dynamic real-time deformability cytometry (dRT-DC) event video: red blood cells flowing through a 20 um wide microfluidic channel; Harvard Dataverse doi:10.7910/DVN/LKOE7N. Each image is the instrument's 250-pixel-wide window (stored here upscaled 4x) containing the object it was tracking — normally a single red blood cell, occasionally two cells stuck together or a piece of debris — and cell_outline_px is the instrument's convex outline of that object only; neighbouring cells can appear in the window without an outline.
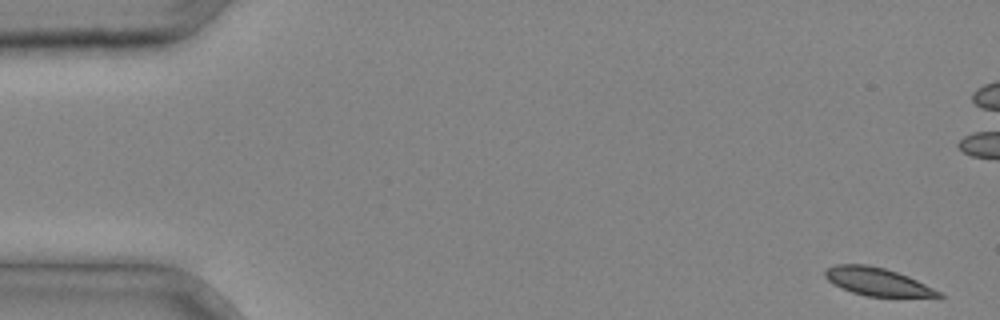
{"species": "common noctule bat (a hibernating species)", "species_latin": "Nyctalus noctula", "temperature_condition": "cold", "stored_images_in_passage": 32, "camera_frame_rate_fps": 3000, "um_per_image_px": 0.085, "animal": {"sex": "male", "body_mass_g": 20.4}, "frame": {"image": 1, "passage_image": 1, "time_ms": 0.0, "image_size_px": [1000, 320], "cell_outline_px": [[944, 296], [868, 296], [852, 292], [840, 288], [832, 284], [824, 276], [824, 268], [836, 264], [868, 264], [884, 268], [908, 276], [940, 292]], "centroid_in_image_um": [74.45, 23.91], "position_along_channel_um": 10.5, "area_um2": 18.21}}
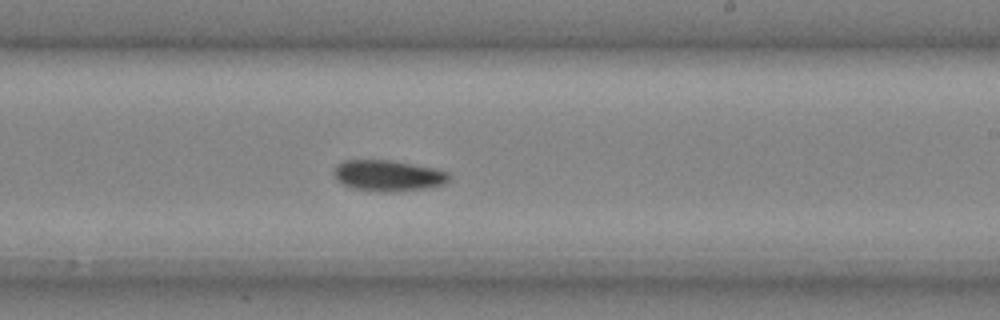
{"frame": {"image": 2, "passage_image": 23, "time_ms": 7.333, "image_size_px": [1000, 320], "cell_outline_px": [[448, 180], [444, 184], [428, 188], [396, 192], [380, 192], [352, 188], [336, 180], [332, 172], [336, 164], [344, 160], [388, 160], [412, 164], [432, 168], [448, 172]], "centroid_in_image_um": [32.93, 14.94], "position_along_channel_um": 256.1, "area_um2": 20.87}}
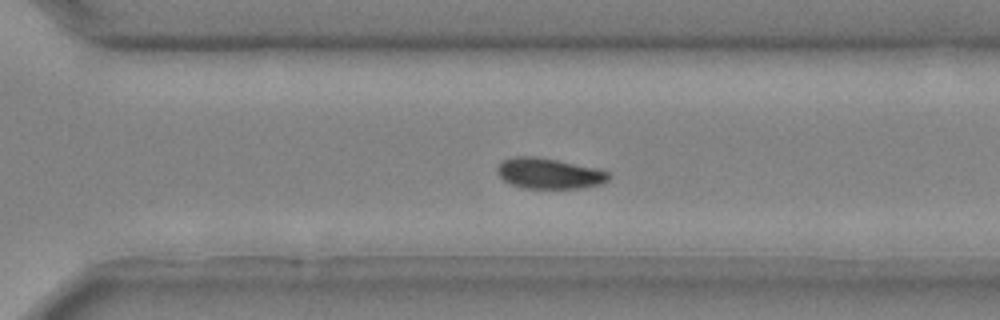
{"frame": {"image": 3, "passage_image": 27, "time_ms": 8.667, "image_size_px": [1000, 320], "cell_outline_px": [[612, 176], [604, 184], [580, 188], [524, 188], [512, 184], [504, 180], [496, 172], [496, 168], [504, 160], [512, 156], [532, 156], [556, 160], [600, 168], [612, 172]], "centroid_in_image_um": [46.75, 14.74], "position_along_channel_um": 323.8, "area_um2": 20.11}}